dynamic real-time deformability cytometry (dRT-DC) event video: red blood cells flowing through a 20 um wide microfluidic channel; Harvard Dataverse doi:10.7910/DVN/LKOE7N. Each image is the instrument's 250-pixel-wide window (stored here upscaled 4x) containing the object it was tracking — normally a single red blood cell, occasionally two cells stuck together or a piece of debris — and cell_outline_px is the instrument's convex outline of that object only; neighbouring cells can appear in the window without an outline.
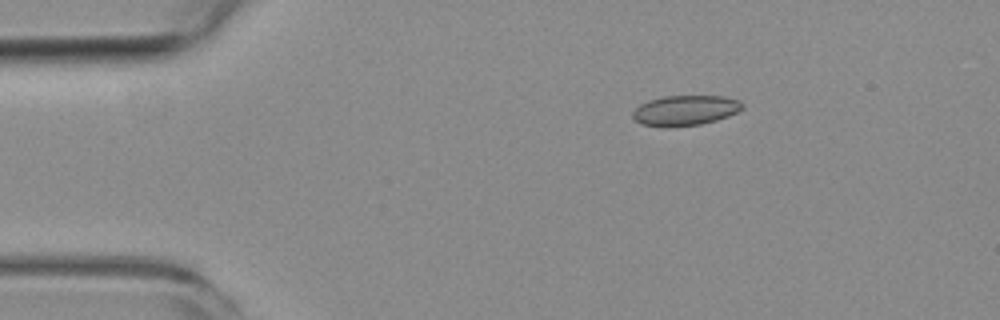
{"species": "common noctule bat (a hibernating species)", "species_latin": "Nyctalus noctula", "temperature_condition": "room temperature", "stored_images_in_passage": 4, "camera_frame_rate_fps": 3000, "um_per_image_px": 0.085, "animal": {"sex": "female", "body_mass_g": 19.3, "forearm_length_mm": 54.1}, "frame": {"image": 1, "passage_image": 2, "time_ms": 1.0, "image_size_px": [1000, 320], "cell_outline_px": [[744, 108], [728, 116], [716, 120], [700, 124], [668, 128], [640, 124], [632, 116], [632, 112], [640, 104], [648, 100], [664, 96], [724, 96], [740, 100], [744, 104]], "centroid_in_image_um": [58.24, 9.39], "position_along_channel_um": 26.8, "area_um2": 19.48}}